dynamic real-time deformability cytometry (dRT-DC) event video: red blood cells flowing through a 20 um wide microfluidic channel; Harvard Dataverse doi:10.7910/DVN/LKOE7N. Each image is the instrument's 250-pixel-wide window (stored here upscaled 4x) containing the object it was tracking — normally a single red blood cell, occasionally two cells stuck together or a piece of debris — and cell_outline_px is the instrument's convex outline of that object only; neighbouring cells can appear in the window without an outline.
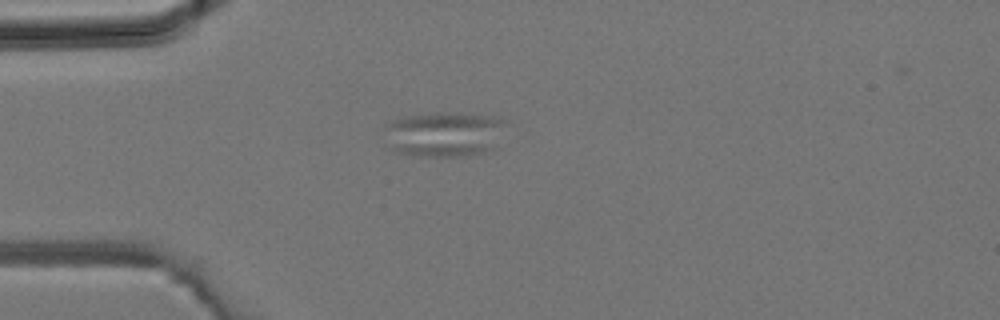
{"species": "common noctule bat (a hibernating species)", "species_latin": "Nyctalus noctula", "temperature_condition": "room temperature", "stored_images_in_passage": 4, "camera_frame_rate_fps": 3000, "um_per_image_px": 0.085, "animal": {"sex": "male", "body_mass_g": 19.2, "forearm_length_mm": 51.8}, "frame": {"image": 1, "passage_image": 4, "time_ms": 1.0, "image_size_px": [1000, 320], "cell_outline_px": [[508, 120], [492, 148], [484, 152], [464, 156], [416, 156], [400, 152], [392, 148], [384, 124], [392, 120], [404, 116], [436, 112], [460, 112], [500, 116]], "centroid_in_image_um": [37.8, 11.36], "position_along_channel_um": 47.2, "area_um2": 32.02}}